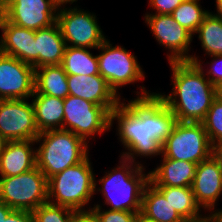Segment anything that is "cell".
Listing matches in <instances>:
<instances>
[{
    "label": "cell",
    "instance_id": "74e56055",
    "mask_svg": "<svg viewBox=\"0 0 222 222\" xmlns=\"http://www.w3.org/2000/svg\"><path fill=\"white\" fill-rule=\"evenodd\" d=\"M213 211V213L211 215H209L208 217L213 221V222H222V210L220 211Z\"/></svg>",
    "mask_w": 222,
    "mask_h": 222
},
{
    "label": "cell",
    "instance_id": "4fadbf2b",
    "mask_svg": "<svg viewBox=\"0 0 222 222\" xmlns=\"http://www.w3.org/2000/svg\"><path fill=\"white\" fill-rule=\"evenodd\" d=\"M35 91V68L0 53V100L27 99Z\"/></svg>",
    "mask_w": 222,
    "mask_h": 222
},
{
    "label": "cell",
    "instance_id": "1f68e13d",
    "mask_svg": "<svg viewBox=\"0 0 222 222\" xmlns=\"http://www.w3.org/2000/svg\"><path fill=\"white\" fill-rule=\"evenodd\" d=\"M213 62H211L212 66L211 69L207 72L209 77L207 78L214 86L222 81V55H214L212 56ZM219 60V61H218ZM212 77L210 78V76Z\"/></svg>",
    "mask_w": 222,
    "mask_h": 222
},
{
    "label": "cell",
    "instance_id": "7402d4cb",
    "mask_svg": "<svg viewBox=\"0 0 222 222\" xmlns=\"http://www.w3.org/2000/svg\"><path fill=\"white\" fill-rule=\"evenodd\" d=\"M140 212L157 222H186L150 182L144 189Z\"/></svg>",
    "mask_w": 222,
    "mask_h": 222
},
{
    "label": "cell",
    "instance_id": "60d3db41",
    "mask_svg": "<svg viewBox=\"0 0 222 222\" xmlns=\"http://www.w3.org/2000/svg\"><path fill=\"white\" fill-rule=\"evenodd\" d=\"M7 143V140L4 138V136L0 133V154L3 151L5 145Z\"/></svg>",
    "mask_w": 222,
    "mask_h": 222
},
{
    "label": "cell",
    "instance_id": "4dcf8cb0",
    "mask_svg": "<svg viewBox=\"0 0 222 222\" xmlns=\"http://www.w3.org/2000/svg\"><path fill=\"white\" fill-rule=\"evenodd\" d=\"M184 0H149L155 14H171Z\"/></svg>",
    "mask_w": 222,
    "mask_h": 222
},
{
    "label": "cell",
    "instance_id": "ac0fdd59",
    "mask_svg": "<svg viewBox=\"0 0 222 222\" xmlns=\"http://www.w3.org/2000/svg\"><path fill=\"white\" fill-rule=\"evenodd\" d=\"M33 140L7 141L0 154L1 177L17 176L37 167L36 150Z\"/></svg>",
    "mask_w": 222,
    "mask_h": 222
},
{
    "label": "cell",
    "instance_id": "8992f818",
    "mask_svg": "<svg viewBox=\"0 0 222 222\" xmlns=\"http://www.w3.org/2000/svg\"><path fill=\"white\" fill-rule=\"evenodd\" d=\"M0 200L14 210L33 211L48 202V179L38 167L0 178Z\"/></svg>",
    "mask_w": 222,
    "mask_h": 222
},
{
    "label": "cell",
    "instance_id": "5bb4252c",
    "mask_svg": "<svg viewBox=\"0 0 222 222\" xmlns=\"http://www.w3.org/2000/svg\"><path fill=\"white\" fill-rule=\"evenodd\" d=\"M145 20L159 44L170 50L169 62L190 60V55L186 54L193 34L179 25L171 14H146Z\"/></svg>",
    "mask_w": 222,
    "mask_h": 222
},
{
    "label": "cell",
    "instance_id": "e0dca14e",
    "mask_svg": "<svg viewBox=\"0 0 222 222\" xmlns=\"http://www.w3.org/2000/svg\"><path fill=\"white\" fill-rule=\"evenodd\" d=\"M191 188L200 207L214 209L222 192V172L212 156L197 164Z\"/></svg>",
    "mask_w": 222,
    "mask_h": 222
},
{
    "label": "cell",
    "instance_id": "d4e9b609",
    "mask_svg": "<svg viewBox=\"0 0 222 222\" xmlns=\"http://www.w3.org/2000/svg\"><path fill=\"white\" fill-rule=\"evenodd\" d=\"M61 66L67 75H100L97 55L87 48L66 46Z\"/></svg>",
    "mask_w": 222,
    "mask_h": 222
},
{
    "label": "cell",
    "instance_id": "f35d334b",
    "mask_svg": "<svg viewBox=\"0 0 222 222\" xmlns=\"http://www.w3.org/2000/svg\"><path fill=\"white\" fill-rule=\"evenodd\" d=\"M214 87H215V98L222 101V81L217 83Z\"/></svg>",
    "mask_w": 222,
    "mask_h": 222
},
{
    "label": "cell",
    "instance_id": "5b68a950",
    "mask_svg": "<svg viewBox=\"0 0 222 222\" xmlns=\"http://www.w3.org/2000/svg\"><path fill=\"white\" fill-rule=\"evenodd\" d=\"M90 164L87 156L80 163L50 177L48 179V202L76 212L85 211L83 206L91 201L92 194L98 189Z\"/></svg>",
    "mask_w": 222,
    "mask_h": 222
},
{
    "label": "cell",
    "instance_id": "44dd1931",
    "mask_svg": "<svg viewBox=\"0 0 222 222\" xmlns=\"http://www.w3.org/2000/svg\"><path fill=\"white\" fill-rule=\"evenodd\" d=\"M35 123L39 133L49 130L63 129L64 99L39 94L32 95Z\"/></svg>",
    "mask_w": 222,
    "mask_h": 222
},
{
    "label": "cell",
    "instance_id": "6da1fadb",
    "mask_svg": "<svg viewBox=\"0 0 222 222\" xmlns=\"http://www.w3.org/2000/svg\"><path fill=\"white\" fill-rule=\"evenodd\" d=\"M141 92L140 97L128 101L127 105L120 102L110 112V126L118 120L119 139L129 151L121 157L133 162L134 155H160L162 144L178 122L156 93L151 94L144 87Z\"/></svg>",
    "mask_w": 222,
    "mask_h": 222
},
{
    "label": "cell",
    "instance_id": "ab89813d",
    "mask_svg": "<svg viewBox=\"0 0 222 222\" xmlns=\"http://www.w3.org/2000/svg\"><path fill=\"white\" fill-rule=\"evenodd\" d=\"M216 6L218 14L214 15L222 19V0H216Z\"/></svg>",
    "mask_w": 222,
    "mask_h": 222
},
{
    "label": "cell",
    "instance_id": "9a60e30c",
    "mask_svg": "<svg viewBox=\"0 0 222 222\" xmlns=\"http://www.w3.org/2000/svg\"><path fill=\"white\" fill-rule=\"evenodd\" d=\"M69 95L80 97L111 112L121 101L101 75H68Z\"/></svg>",
    "mask_w": 222,
    "mask_h": 222
},
{
    "label": "cell",
    "instance_id": "3957f363",
    "mask_svg": "<svg viewBox=\"0 0 222 222\" xmlns=\"http://www.w3.org/2000/svg\"><path fill=\"white\" fill-rule=\"evenodd\" d=\"M37 167L47 179L83 161L88 155L87 142L74 133L56 129L41 132L35 142Z\"/></svg>",
    "mask_w": 222,
    "mask_h": 222
},
{
    "label": "cell",
    "instance_id": "d6a6232c",
    "mask_svg": "<svg viewBox=\"0 0 222 222\" xmlns=\"http://www.w3.org/2000/svg\"><path fill=\"white\" fill-rule=\"evenodd\" d=\"M2 222H35L32 211L12 210Z\"/></svg>",
    "mask_w": 222,
    "mask_h": 222
},
{
    "label": "cell",
    "instance_id": "836d02e7",
    "mask_svg": "<svg viewBox=\"0 0 222 222\" xmlns=\"http://www.w3.org/2000/svg\"><path fill=\"white\" fill-rule=\"evenodd\" d=\"M72 222H99V220L91 210H86L75 212Z\"/></svg>",
    "mask_w": 222,
    "mask_h": 222
},
{
    "label": "cell",
    "instance_id": "d6986e66",
    "mask_svg": "<svg viewBox=\"0 0 222 222\" xmlns=\"http://www.w3.org/2000/svg\"><path fill=\"white\" fill-rule=\"evenodd\" d=\"M66 43L61 30L53 25L35 31V69L42 66L61 65Z\"/></svg>",
    "mask_w": 222,
    "mask_h": 222
},
{
    "label": "cell",
    "instance_id": "d590c367",
    "mask_svg": "<svg viewBox=\"0 0 222 222\" xmlns=\"http://www.w3.org/2000/svg\"><path fill=\"white\" fill-rule=\"evenodd\" d=\"M12 210V208L8 207L3 201L0 200V222L5 220Z\"/></svg>",
    "mask_w": 222,
    "mask_h": 222
},
{
    "label": "cell",
    "instance_id": "2e32d148",
    "mask_svg": "<svg viewBox=\"0 0 222 222\" xmlns=\"http://www.w3.org/2000/svg\"><path fill=\"white\" fill-rule=\"evenodd\" d=\"M0 53L15 57L35 68V30L8 22L0 14Z\"/></svg>",
    "mask_w": 222,
    "mask_h": 222
},
{
    "label": "cell",
    "instance_id": "ba28073f",
    "mask_svg": "<svg viewBox=\"0 0 222 222\" xmlns=\"http://www.w3.org/2000/svg\"><path fill=\"white\" fill-rule=\"evenodd\" d=\"M110 127V112L105 107L71 95L64 99V130L86 140Z\"/></svg>",
    "mask_w": 222,
    "mask_h": 222
},
{
    "label": "cell",
    "instance_id": "277c9868",
    "mask_svg": "<svg viewBox=\"0 0 222 222\" xmlns=\"http://www.w3.org/2000/svg\"><path fill=\"white\" fill-rule=\"evenodd\" d=\"M122 165L112 169L110 173L99 180L109 210L140 212L143 192L149 181V173L143 174L139 163L122 158ZM126 162H128L126 164ZM125 163V164H124ZM133 163H135L133 166ZM130 164V165H129ZM132 164V165H131ZM133 166V167H132Z\"/></svg>",
    "mask_w": 222,
    "mask_h": 222
},
{
    "label": "cell",
    "instance_id": "8fae6325",
    "mask_svg": "<svg viewBox=\"0 0 222 222\" xmlns=\"http://www.w3.org/2000/svg\"><path fill=\"white\" fill-rule=\"evenodd\" d=\"M59 5V0H6L0 14L16 26L36 31L56 22Z\"/></svg>",
    "mask_w": 222,
    "mask_h": 222
},
{
    "label": "cell",
    "instance_id": "8d00e7d4",
    "mask_svg": "<svg viewBox=\"0 0 222 222\" xmlns=\"http://www.w3.org/2000/svg\"><path fill=\"white\" fill-rule=\"evenodd\" d=\"M136 222H157V221L148 218L147 216H145L141 212H137V214H136Z\"/></svg>",
    "mask_w": 222,
    "mask_h": 222
},
{
    "label": "cell",
    "instance_id": "7c38bea8",
    "mask_svg": "<svg viewBox=\"0 0 222 222\" xmlns=\"http://www.w3.org/2000/svg\"><path fill=\"white\" fill-rule=\"evenodd\" d=\"M0 133L7 141H35L40 133L33 104L26 99L0 100Z\"/></svg>",
    "mask_w": 222,
    "mask_h": 222
},
{
    "label": "cell",
    "instance_id": "7a4b0ae2",
    "mask_svg": "<svg viewBox=\"0 0 222 222\" xmlns=\"http://www.w3.org/2000/svg\"><path fill=\"white\" fill-rule=\"evenodd\" d=\"M169 64L173 71V94H156L178 122L201 123L215 99L214 85L205 78L196 56H190L189 61H171Z\"/></svg>",
    "mask_w": 222,
    "mask_h": 222
},
{
    "label": "cell",
    "instance_id": "7bdbcfd3",
    "mask_svg": "<svg viewBox=\"0 0 222 222\" xmlns=\"http://www.w3.org/2000/svg\"><path fill=\"white\" fill-rule=\"evenodd\" d=\"M60 3H73V2H76L77 0H59Z\"/></svg>",
    "mask_w": 222,
    "mask_h": 222
},
{
    "label": "cell",
    "instance_id": "4316f807",
    "mask_svg": "<svg viewBox=\"0 0 222 222\" xmlns=\"http://www.w3.org/2000/svg\"><path fill=\"white\" fill-rule=\"evenodd\" d=\"M199 0H184L172 13L173 19L190 33L195 34L209 11H204Z\"/></svg>",
    "mask_w": 222,
    "mask_h": 222
},
{
    "label": "cell",
    "instance_id": "ffe728a7",
    "mask_svg": "<svg viewBox=\"0 0 222 222\" xmlns=\"http://www.w3.org/2000/svg\"><path fill=\"white\" fill-rule=\"evenodd\" d=\"M196 163L163 157V162L149 172V181L155 187H191Z\"/></svg>",
    "mask_w": 222,
    "mask_h": 222
},
{
    "label": "cell",
    "instance_id": "f1b7e54d",
    "mask_svg": "<svg viewBox=\"0 0 222 222\" xmlns=\"http://www.w3.org/2000/svg\"><path fill=\"white\" fill-rule=\"evenodd\" d=\"M76 211L49 202L32 211L35 222H72Z\"/></svg>",
    "mask_w": 222,
    "mask_h": 222
},
{
    "label": "cell",
    "instance_id": "484cf974",
    "mask_svg": "<svg viewBox=\"0 0 222 222\" xmlns=\"http://www.w3.org/2000/svg\"><path fill=\"white\" fill-rule=\"evenodd\" d=\"M202 48L210 56L222 55V19L209 12L197 32Z\"/></svg>",
    "mask_w": 222,
    "mask_h": 222
},
{
    "label": "cell",
    "instance_id": "cb8c5ba5",
    "mask_svg": "<svg viewBox=\"0 0 222 222\" xmlns=\"http://www.w3.org/2000/svg\"><path fill=\"white\" fill-rule=\"evenodd\" d=\"M156 188L186 222H195L205 218L201 214L199 215L201 207L197 204L191 187Z\"/></svg>",
    "mask_w": 222,
    "mask_h": 222
},
{
    "label": "cell",
    "instance_id": "f546056e",
    "mask_svg": "<svg viewBox=\"0 0 222 222\" xmlns=\"http://www.w3.org/2000/svg\"><path fill=\"white\" fill-rule=\"evenodd\" d=\"M91 211L97 216L99 222H136V212L131 211H102L100 205H94Z\"/></svg>",
    "mask_w": 222,
    "mask_h": 222
},
{
    "label": "cell",
    "instance_id": "b9f144b4",
    "mask_svg": "<svg viewBox=\"0 0 222 222\" xmlns=\"http://www.w3.org/2000/svg\"><path fill=\"white\" fill-rule=\"evenodd\" d=\"M195 222H213L209 217H206L203 218L202 220H199V221H195Z\"/></svg>",
    "mask_w": 222,
    "mask_h": 222
},
{
    "label": "cell",
    "instance_id": "52a82bcc",
    "mask_svg": "<svg viewBox=\"0 0 222 222\" xmlns=\"http://www.w3.org/2000/svg\"><path fill=\"white\" fill-rule=\"evenodd\" d=\"M211 147L202 123L177 122L162 144V156L199 164L211 156Z\"/></svg>",
    "mask_w": 222,
    "mask_h": 222
},
{
    "label": "cell",
    "instance_id": "83f0119b",
    "mask_svg": "<svg viewBox=\"0 0 222 222\" xmlns=\"http://www.w3.org/2000/svg\"><path fill=\"white\" fill-rule=\"evenodd\" d=\"M207 132L211 145L222 143V101L214 99L201 122Z\"/></svg>",
    "mask_w": 222,
    "mask_h": 222
},
{
    "label": "cell",
    "instance_id": "e575fe53",
    "mask_svg": "<svg viewBox=\"0 0 222 222\" xmlns=\"http://www.w3.org/2000/svg\"><path fill=\"white\" fill-rule=\"evenodd\" d=\"M211 156L217 162L219 169L222 172V143L211 147Z\"/></svg>",
    "mask_w": 222,
    "mask_h": 222
},
{
    "label": "cell",
    "instance_id": "603a6c76",
    "mask_svg": "<svg viewBox=\"0 0 222 222\" xmlns=\"http://www.w3.org/2000/svg\"><path fill=\"white\" fill-rule=\"evenodd\" d=\"M67 76L61 65L36 68L34 92L65 99L69 95Z\"/></svg>",
    "mask_w": 222,
    "mask_h": 222
},
{
    "label": "cell",
    "instance_id": "ee69618b",
    "mask_svg": "<svg viewBox=\"0 0 222 222\" xmlns=\"http://www.w3.org/2000/svg\"><path fill=\"white\" fill-rule=\"evenodd\" d=\"M6 0H0V5L3 3V2H5Z\"/></svg>",
    "mask_w": 222,
    "mask_h": 222
},
{
    "label": "cell",
    "instance_id": "30bf717a",
    "mask_svg": "<svg viewBox=\"0 0 222 222\" xmlns=\"http://www.w3.org/2000/svg\"><path fill=\"white\" fill-rule=\"evenodd\" d=\"M63 4L67 3H60L56 13V22L66 46L98 49L106 38L97 23L96 16L86 11L78 10L77 7L68 10L67 8L62 9L61 5ZM68 42L72 45H69Z\"/></svg>",
    "mask_w": 222,
    "mask_h": 222
},
{
    "label": "cell",
    "instance_id": "9c48e42d",
    "mask_svg": "<svg viewBox=\"0 0 222 222\" xmlns=\"http://www.w3.org/2000/svg\"><path fill=\"white\" fill-rule=\"evenodd\" d=\"M98 49L102 51L97 55L99 74L116 95L120 86L145 78L136 56L123 47H112L110 41L105 40Z\"/></svg>",
    "mask_w": 222,
    "mask_h": 222
}]
</instances>
